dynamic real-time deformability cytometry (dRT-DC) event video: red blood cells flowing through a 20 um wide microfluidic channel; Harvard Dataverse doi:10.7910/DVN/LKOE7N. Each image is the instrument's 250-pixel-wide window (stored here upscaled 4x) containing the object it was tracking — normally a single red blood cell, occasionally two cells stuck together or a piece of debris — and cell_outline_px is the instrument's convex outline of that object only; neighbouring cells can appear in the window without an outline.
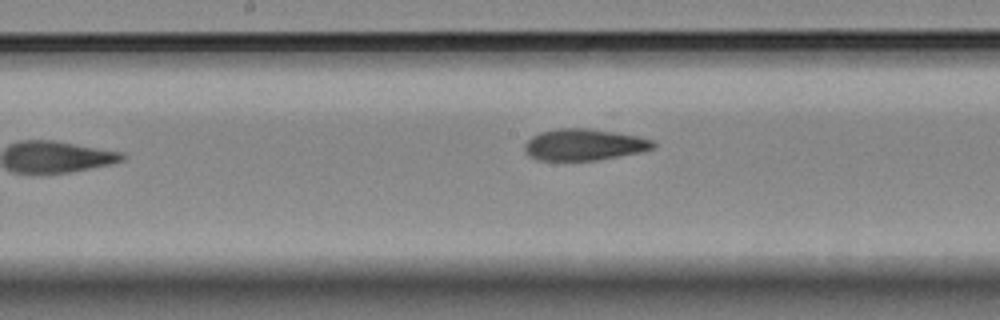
{"species": "Egyptian fruit bat (a non-hibernating species)", "species_latin": "Rousettus aegyptiacus", "temperature_condition": "room temperature", "stored_images_in_passage": 10, "camera_frame_rate_fps": 3000, "um_per_image_px": 0.085, "animal": {"sex": "female"}, "frame": {"image": 1, "passage_image": 7, "time_ms": 8.0, "image_size_px": [1000, 320], "cell_outline_px": [[656, 144], [652, 148], [640, 152], [596, 160], [540, 160], [528, 156], [524, 152], [524, 144], [532, 136], [540, 132], [556, 128], [588, 128], [616, 132], [640, 136], [652, 140]], "centroid_in_image_um": [49.62, 12.28], "position_along_channel_um": 198.6, "area_um2": 23.64}}
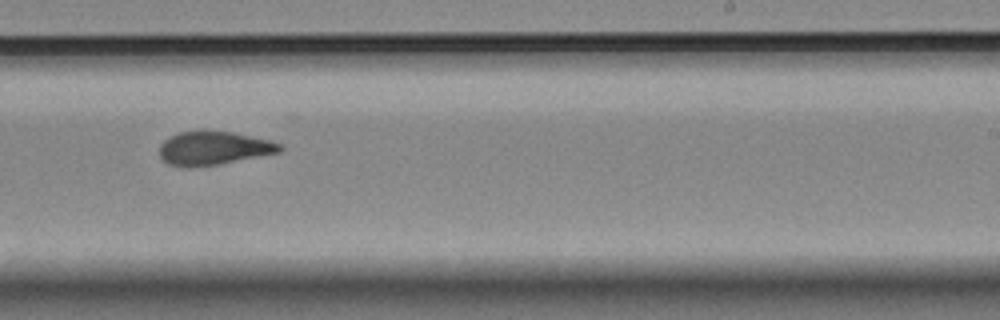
{"frame": {"image": 2, "passage_image": 9, "time_ms": 10.0, "image_size_px": [1000, 320], "cell_outline_px": [[284, 148], [280, 152], [220, 164], [188, 168], [168, 164], [160, 156], [160, 144], [168, 136], [180, 132], [232, 132], [272, 140], [280, 144]], "centroid_in_image_um": [18.16, 12.61], "position_along_channel_um": 270.8, "area_um2": 23.41}}
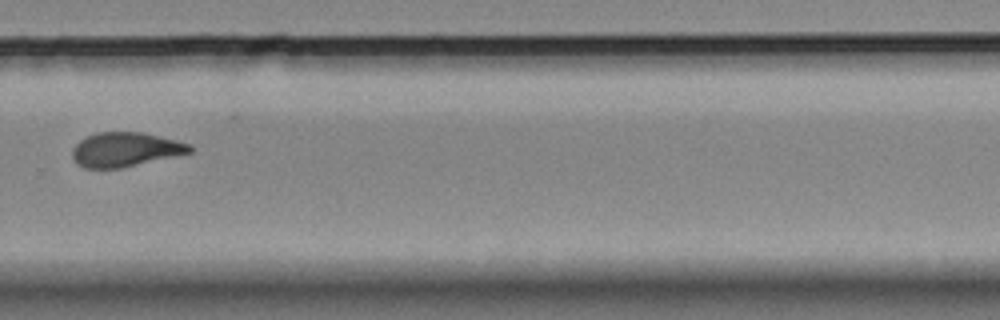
{"frame": {"image": 3, "passage_image": 10, "time_ms": 11.333, "image_size_px": [1000, 320], "cell_outline_px": [[192, 152], [120, 168], [84, 168], [76, 164], [72, 156], [72, 148], [80, 140], [96, 132], [144, 132], [192, 144]], "centroid_in_image_um": [10.64, 12.7], "position_along_channel_um": 319.2, "area_um2": 23.47}}